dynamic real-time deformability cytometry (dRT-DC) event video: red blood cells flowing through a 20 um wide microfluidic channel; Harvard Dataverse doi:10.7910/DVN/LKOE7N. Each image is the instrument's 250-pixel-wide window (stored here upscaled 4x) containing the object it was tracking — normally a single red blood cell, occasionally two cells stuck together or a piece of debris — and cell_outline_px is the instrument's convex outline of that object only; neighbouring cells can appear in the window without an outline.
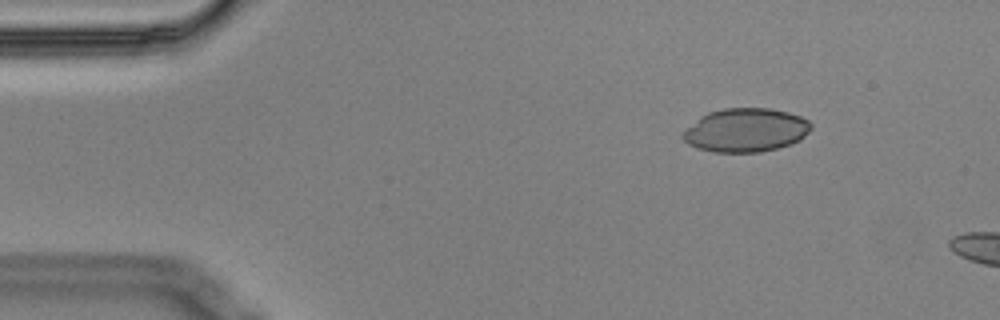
{"species": "Egyptian fruit bat (a non-hibernating species)", "species_latin": "Rousettus aegyptiacus", "temperature_condition": "cold", "stored_images_in_passage": 3, "camera_frame_rate_fps": 3000, "um_per_image_px": 0.085, "animal": {"sex": "male"}, "frame": {"image": 1, "passage_image": 1, "time_ms": 0.0, "image_size_px": [1000, 320], "cell_outline_px": [[812, 128], [800, 140], [776, 148], [760, 152], [712, 152], [696, 148], [688, 144], [680, 136], [700, 116], [708, 112], [724, 108], [768, 108], [788, 112], [800, 116], [808, 120], [812, 124]], "centroid_in_image_um": [63.38, 11.06], "position_along_channel_um": 21.6, "area_um2": 32.54}}